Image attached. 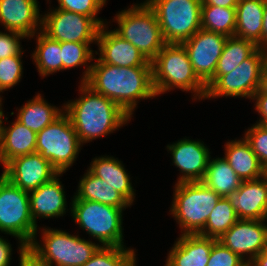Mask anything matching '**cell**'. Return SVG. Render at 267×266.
Instances as JSON below:
<instances>
[{"label":"cell","instance_id":"obj_1","mask_svg":"<svg viewBox=\"0 0 267 266\" xmlns=\"http://www.w3.org/2000/svg\"><path fill=\"white\" fill-rule=\"evenodd\" d=\"M94 60L85 83L119 105L131 117L139 100L156 97L152 67H118L102 63L96 56Z\"/></svg>","mask_w":267,"mask_h":266},{"label":"cell","instance_id":"obj_2","mask_svg":"<svg viewBox=\"0 0 267 266\" xmlns=\"http://www.w3.org/2000/svg\"><path fill=\"white\" fill-rule=\"evenodd\" d=\"M79 84V98L65 101L63 106L82 145L115 133L131 121L132 117L112 100L85 82Z\"/></svg>","mask_w":267,"mask_h":266},{"label":"cell","instance_id":"obj_3","mask_svg":"<svg viewBox=\"0 0 267 266\" xmlns=\"http://www.w3.org/2000/svg\"><path fill=\"white\" fill-rule=\"evenodd\" d=\"M156 96L180 89L191 92L192 100H205L206 84L197 76L182 44L166 43L151 61Z\"/></svg>","mask_w":267,"mask_h":266},{"label":"cell","instance_id":"obj_4","mask_svg":"<svg viewBox=\"0 0 267 266\" xmlns=\"http://www.w3.org/2000/svg\"><path fill=\"white\" fill-rule=\"evenodd\" d=\"M38 228L42 240L34 237L27 250L49 266H82L101 247L90 239L85 240L79 234L73 235L66 230L46 226Z\"/></svg>","mask_w":267,"mask_h":266},{"label":"cell","instance_id":"obj_5","mask_svg":"<svg viewBox=\"0 0 267 266\" xmlns=\"http://www.w3.org/2000/svg\"><path fill=\"white\" fill-rule=\"evenodd\" d=\"M69 212L74 222L89 236L98 241L100 246L124 245L123 211L127 208H116L96 201L77 199L74 195L70 202Z\"/></svg>","mask_w":267,"mask_h":266},{"label":"cell","instance_id":"obj_6","mask_svg":"<svg viewBox=\"0 0 267 266\" xmlns=\"http://www.w3.org/2000/svg\"><path fill=\"white\" fill-rule=\"evenodd\" d=\"M112 22L118 25L113 30L150 62L166 44L156 15L144 0L118 11Z\"/></svg>","mask_w":267,"mask_h":266},{"label":"cell","instance_id":"obj_7","mask_svg":"<svg viewBox=\"0 0 267 266\" xmlns=\"http://www.w3.org/2000/svg\"><path fill=\"white\" fill-rule=\"evenodd\" d=\"M173 191L169 212L181 235L198 234L221 197L202 182L176 183Z\"/></svg>","mask_w":267,"mask_h":266},{"label":"cell","instance_id":"obj_8","mask_svg":"<svg viewBox=\"0 0 267 266\" xmlns=\"http://www.w3.org/2000/svg\"><path fill=\"white\" fill-rule=\"evenodd\" d=\"M30 211L29 192L0 175V232L18 241V251L25 252L34 237H38Z\"/></svg>","mask_w":267,"mask_h":266},{"label":"cell","instance_id":"obj_9","mask_svg":"<svg viewBox=\"0 0 267 266\" xmlns=\"http://www.w3.org/2000/svg\"><path fill=\"white\" fill-rule=\"evenodd\" d=\"M154 11L165 43L190 39L201 29V0H144Z\"/></svg>","mask_w":267,"mask_h":266},{"label":"cell","instance_id":"obj_10","mask_svg":"<svg viewBox=\"0 0 267 266\" xmlns=\"http://www.w3.org/2000/svg\"><path fill=\"white\" fill-rule=\"evenodd\" d=\"M82 146L65 112L37 133L36 152L59 173H66L73 166Z\"/></svg>","mask_w":267,"mask_h":266},{"label":"cell","instance_id":"obj_11","mask_svg":"<svg viewBox=\"0 0 267 266\" xmlns=\"http://www.w3.org/2000/svg\"><path fill=\"white\" fill-rule=\"evenodd\" d=\"M264 65L263 49L258 48L230 73L221 75L208 89L205 99L234 97L249 99L259 88Z\"/></svg>","mask_w":267,"mask_h":266},{"label":"cell","instance_id":"obj_12","mask_svg":"<svg viewBox=\"0 0 267 266\" xmlns=\"http://www.w3.org/2000/svg\"><path fill=\"white\" fill-rule=\"evenodd\" d=\"M100 25L92 18L50 7L42 15V32L59 42L97 43Z\"/></svg>","mask_w":267,"mask_h":266},{"label":"cell","instance_id":"obj_13","mask_svg":"<svg viewBox=\"0 0 267 266\" xmlns=\"http://www.w3.org/2000/svg\"><path fill=\"white\" fill-rule=\"evenodd\" d=\"M167 151L172 155V165L180 171L177 182H202L211 157L210 149L201 140L186 137L167 144Z\"/></svg>","mask_w":267,"mask_h":266},{"label":"cell","instance_id":"obj_14","mask_svg":"<svg viewBox=\"0 0 267 266\" xmlns=\"http://www.w3.org/2000/svg\"><path fill=\"white\" fill-rule=\"evenodd\" d=\"M228 37L205 29L181 43L197 76L206 84L215 74L217 62Z\"/></svg>","mask_w":267,"mask_h":266},{"label":"cell","instance_id":"obj_15","mask_svg":"<svg viewBox=\"0 0 267 266\" xmlns=\"http://www.w3.org/2000/svg\"><path fill=\"white\" fill-rule=\"evenodd\" d=\"M218 241L250 263L267 248V220L239 219Z\"/></svg>","mask_w":267,"mask_h":266},{"label":"cell","instance_id":"obj_16","mask_svg":"<svg viewBox=\"0 0 267 266\" xmlns=\"http://www.w3.org/2000/svg\"><path fill=\"white\" fill-rule=\"evenodd\" d=\"M2 175L24 191L30 192L51 181L59 172L40 153L34 152L10 160Z\"/></svg>","mask_w":267,"mask_h":266},{"label":"cell","instance_id":"obj_17","mask_svg":"<svg viewBox=\"0 0 267 266\" xmlns=\"http://www.w3.org/2000/svg\"><path fill=\"white\" fill-rule=\"evenodd\" d=\"M108 29V23L101 26L97 36L98 50L95 53L102 63L118 67H152L134 45Z\"/></svg>","mask_w":267,"mask_h":266},{"label":"cell","instance_id":"obj_18","mask_svg":"<svg viewBox=\"0 0 267 266\" xmlns=\"http://www.w3.org/2000/svg\"><path fill=\"white\" fill-rule=\"evenodd\" d=\"M240 220H267V174L256 180L242 181L226 197Z\"/></svg>","mask_w":267,"mask_h":266},{"label":"cell","instance_id":"obj_19","mask_svg":"<svg viewBox=\"0 0 267 266\" xmlns=\"http://www.w3.org/2000/svg\"><path fill=\"white\" fill-rule=\"evenodd\" d=\"M38 0H0V25L24 34L27 39L42 30Z\"/></svg>","mask_w":267,"mask_h":266},{"label":"cell","instance_id":"obj_20","mask_svg":"<svg viewBox=\"0 0 267 266\" xmlns=\"http://www.w3.org/2000/svg\"><path fill=\"white\" fill-rule=\"evenodd\" d=\"M62 175L63 173H59L51 181L29 192L30 211L36 226L41 218L63 217L71 210L67 208L66 192L59 178Z\"/></svg>","mask_w":267,"mask_h":266},{"label":"cell","instance_id":"obj_21","mask_svg":"<svg viewBox=\"0 0 267 266\" xmlns=\"http://www.w3.org/2000/svg\"><path fill=\"white\" fill-rule=\"evenodd\" d=\"M5 111L0 113V164L3 167L12 159L36 152L37 133L25 127L19 121L5 126Z\"/></svg>","mask_w":267,"mask_h":266},{"label":"cell","instance_id":"obj_22","mask_svg":"<svg viewBox=\"0 0 267 266\" xmlns=\"http://www.w3.org/2000/svg\"><path fill=\"white\" fill-rule=\"evenodd\" d=\"M217 240L200 234H180L167 254L164 266H206Z\"/></svg>","mask_w":267,"mask_h":266},{"label":"cell","instance_id":"obj_23","mask_svg":"<svg viewBox=\"0 0 267 266\" xmlns=\"http://www.w3.org/2000/svg\"><path fill=\"white\" fill-rule=\"evenodd\" d=\"M224 158L241 181L256 180L267 174L249 142L242 138L228 140L224 144Z\"/></svg>","mask_w":267,"mask_h":266},{"label":"cell","instance_id":"obj_24","mask_svg":"<svg viewBox=\"0 0 267 266\" xmlns=\"http://www.w3.org/2000/svg\"><path fill=\"white\" fill-rule=\"evenodd\" d=\"M124 165L117 157L103 155L94 157L88 169L102 181H106L133 205L136 190Z\"/></svg>","mask_w":267,"mask_h":266},{"label":"cell","instance_id":"obj_25","mask_svg":"<svg viewBox=\"0 0 267 266\" xmlns=\"http://www.w3.org/2000/svg\"><path fill=\"white\" fill-rule=\"evenodd\" d=\"M265 0H238L234 36L253 41L262 49Z\"/></svg>","mask_w":267,"mask_h":266},{"label":"cell","instance_id":"obj_26","mask_svg":"<svg viewBox=\"0 0 267 266\" xmlns=\"http://www.w3.org/2000/svg\"><path fill=\"white\" fill-rule=\"evenodd\" d=\"M77 199L96 201L116 208H129L132 204L106 181L95 176L88 168L79 180L76 193Z\"/></svg>","mask_w":267,"mask_h":266},{"label":"cell","instance_id":"obj_27","mask_svg":"<svg viewBox=\"0 0 267 266\" xmlns=\"http://www.w3.org/2000/svg\"><path fill=\"white\" fill-rule=\"evenodd\" d=\"M63 112L64 106H61V108L53 106L44 99L43 94L37 93L18 109L16 120L38 133Z\"/></svg>","mask_w":267,"mask_h":266},{"label":"cell","instance_id":"obj_28","mask_svg":"<svg viewBox=\"0 0 267 266\" xmlns=\"http://www.w3.org/2000/svg\"><path fill=\"white\" fill-rule=\"evenodd\" d=\"M259 47L250 40L230 36L227 38L222 54L217 62L214 76L206 83L207 89L221 76L230 73Z\"/></svg>","mask_w":267,"mask_h":266},{"label":"cell","instance_id":"obj_29","mask_svg":"<svg viewBox=\"0 0 267 266\" xmlns=\"http://www.w3.org/2000/svg\"><path fill=\"white\" fill-rule=\"evenodd\" d=\"M34 36H36V47L31 54V58L38 70L37 72H39V76L44 78L62 71L60 42L50 39L42 31L35 33L28 39H35Z\"/></svg>","mask_w":267,"mask_h":266},{"label":"cell","instance_id":"obj_30","mask_svg":"<svg viewBox=\"0 0 267 266\" xmlns=\"http://www.w3.org/2000/svg\"><path fill=\"white\" fill-rule=\"evenodd\" d=\"M241 182V179L224 157H210L207 171L202 181L208 188L212 189L220 197H227L239 188Z\"/></svg>","mask_w":267,"mask_h":266},{"label":"cell","instance_id":"obj_31","mask_svg":"<svg viewBox=\"0 0 267 266\" xmlns=\"http://www.w3.org/2000/svg\"><path fill=\"white\" fill-rule=\"evenodd\" d=\"M201 28L222 34L226 37L234 36L236 29V9L202 5Z\"/></svg>","mask_w":267,"mask_h":266},{"label":"cell","instance_id":"obj_32","mask_svg":"<svg viewBox=\"0 0 267 266\" xmlns=\"http://www.w3.org/2000/svg\"><path fill=\"white\" fill-rule=\"evenodd\" d=\"M91 44L86 42H60L61 55H62V71L84 66V72L81 76L80 82H85L90 74L92 61L96 55ZM91 62V63H90Z\"/></svg>","mask_w":267,"mask_h":266},{"label":"cell","instance_id":"obj_33","mask_svg":"<svg viewBox=\"0 0 267 266\" xmlns=\"http://www.w3.org/2000/svg\"><path fill=\"white\" fill-rule=\"evenodd\" d=\"M238 220L230 201L226 197H221L210 213L205 227L198 234L219 239Z\"/></svg>","mask_w":267,"mask_h":266},{"label":"cell","instance_id":"obj_34","mask_svg":"<svg viewBox=\"0 0 267 266\" xmlns=\"http://www.w3.org/2000/svg\"><path fill=\"white\" fill-rule=\"evenodd\" d=\"M136 249L101 246L82 266H137Z\"/></svg>","mask_w":267,"mask_h":266},{"label":"cell","instance_id":"obj_35","mask_svg":"<svg viewBox=\"0 0 267 266\" xmlns=\"http://www.w3.org/2000/svg\"><path fill=\"white\" fill-rule=\"evenodd\" d=\"M24 51L26 50H22L17 55L0 59V94L20 83L23 77L22 56ZM2 97L0 95V99Z\"/></svg>","mask_w":267,"mask_h":266},{"label":"cell","instance_id":"obj_36","mask_svg":"<svg viewBox=\"0 0 267 266\" xmlns=\"http://www.w3.org/2000/svg\"><path fill=\"white\" fill-rule=\"evenodd\" d=\"M50 0H47V3ZM57 9L66 10L92 17L100 26L107 24L106 19L98 17L108 0H57Z\"/></svg>","mask_w":267,"mask_h":266},{"label":"cell","instance_id":"obj_37","mask_svg":"<svg viewBox=\"0 0 267 266\" xmlns=\"http://www.w3.org/2000/svg\"><path fill=\"white\" fill-rule=\"evenodd\" d=\"M244 137L249 142L260 163L267 170V125L253 124L245 131Z\"/></svg>","mask_w":267,"mask_h":266},{"label":"cell","instance_id":"obj_38","mask_svg":"<svg viewBox=\"0 0 267 266\" xmlns=\"http://www.w3.org/2000/svg\"><path fill=\"white\" fill-rule=\"evenodd\" d=\"M206 266H248V263L217 240Z\"/></svg>","mask_w":267,"mask_h":266},{"label":"cell","instance_id":"obj_39","mask_svg":"<svg viewBox=\"0 0 267 266\" xmlns=\"http://www.w3.org/2000/svg\"><path fill=\"white\" fill-rule=\"evenodd\" d=\"M24 38L27 37L16 31H0V59L19 54L23 50L20 40Z\"/></svg>","mask_w":267,"mask_h":266},{"label":"cell","instance_id":"obj_40","mask_svg":"<svg viewBox=\"0 0 267 266\" xmlns=\"http://www.w3.org/2000/svg\"><path fill=\"white\" fill-rule=\"evenodd\" d=\"M254 102V110L259 114L257 124L267 125V93H255L251 99Z\"/></svg>","mask_w":267,"mask_h":266},{"label":"cell","instance_id":"obj_41","mask_svg":"<svg viewBox=\"0 0 267 266\" xmlns=\"http://www.w3.org/2000/svg\"><path fill=\"white\" fill-rule=\"evenodd\" d=\"M12 245L0 235V266H10L12 260Z\"/></svg>","mask_w":267,"mask_h":266},{"label":"cell","instance_id":"obj_42","mask_svg":"<svg viewBox=\"0 0 267 266\" xmlns=\"http://www.w3.org/2000/svg\"><path fill=\"white\" fill-rule=\"evenodd\" d=\"M19 265L18 266H49L48 264L40 262L32 253L28 250L25 252H18Z\"/></svg>","mask_w":267,"mask_h":266},{"label":"cell","instance_id":"obj_43","mask_svg":"<svg viewBox=\"0 0 267 266\" xmlns=\"http://www.w3.org/2000/svg\"><path fill=\"white\" fill-rule=\"evenodd\" d=\"M202 5H214L217 7L236 8L238 0H201Z\"/></svg>","mask_w":267,"mask_h":266},{"label":"cell","instance_id":"obj_44","mask_svg":"<svg viewBox=\"0 0 267 266\" xmlns=\"http://www.w3.org/2000/svg\"><path fill=\"white\" fill-rule=\"evenodd\" d=\"M255 93H267V65L265 63L260 74L259 88Z\"/></svg>","mask_w":267,"mask_h":266},{"label":"cell","instance_id":"obj_45","mask_svg":"<svg viewBox=\"0 0 267 266\" xmlns=\"http://www.w3.org/2000/svg\"><path fill=\"white\" fill-rule=\"evenodd\" d=\"M248 266H267V248L248 263Z\"/></svg>","mask_w":267,"mask_h":266},{"label":"cell","instance_id":"obj_46","mask_svg":"<svg viewBox=\"0 0 267 266\" xmlns=\"http://www.w3.org/2000/svg\"><path fill=\"white\" fill-rule=\"evenodd\" d=\"M267 47V0L264 5V17L262 26V49Z\"/></svg>","mask_w":267,"mask_h":266},{"label":"cell","instance_id":"obj_47","mask_svg":"<svg viewBox=\"0 0 267 266\" xmlns=\"http://www.w3.org/2000/svg\"><path fill=\"white\" fill-rule=\"evenodd\" d=\"M264 52V63L267 65V47L263 48Z\"/></svg>","mask_w":267,"mask_h":266},{"label":"cell","instance_id":"obj_48","mask_svg":"<svg viewBox=\"0 0 267 266\" xmlns=\"http://www.w3.org/2000/svg\"><path fill=\"white\" fill-rule=\"evenodd\" d=\"M2 100H4V99H0V113H1V111H2V109H3V107H2V104H3L2 102H3V101H2Z\"/></svg>","mask_w":267,"mask_h":266}]
</instances>
